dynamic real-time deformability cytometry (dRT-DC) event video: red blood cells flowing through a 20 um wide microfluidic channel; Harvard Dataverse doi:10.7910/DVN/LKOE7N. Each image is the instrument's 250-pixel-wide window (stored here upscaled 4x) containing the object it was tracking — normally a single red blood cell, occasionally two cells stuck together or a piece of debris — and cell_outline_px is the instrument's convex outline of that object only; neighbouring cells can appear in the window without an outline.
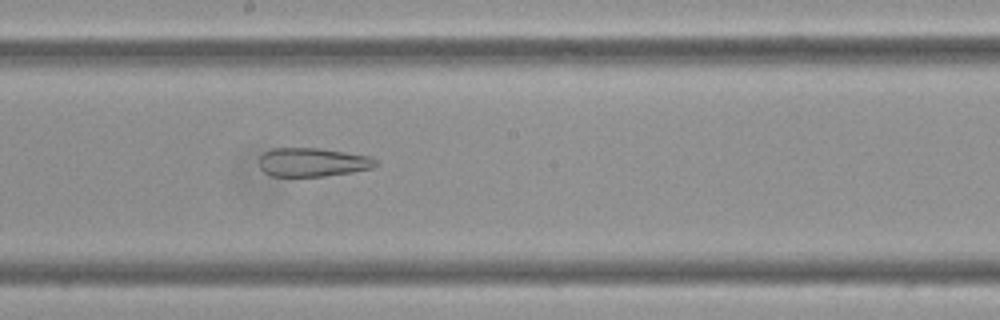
{"species": "Egyptian fruit bat (a non-hibernating species)", "species_latin": "Rousettus aegyptiacus", "temperature_condition": "cold", "stored_images_in_passage": 60, "camera_frame_rate_fps": 3000, "um_per_image_px": 0.085, "frame": {"image": 1, "passage_image": 33, "time_ms": 10.667, "image_size_px": [1000, 320], "cell_outline_px": [[380, 164], [372, 168], [352, 172], [324, 176], [272, 176], [264, 172], [260, 168], [260, 156], [264, 152], [272, 148], [320, 148], [372, 156]], "centroid_in_image_um": [26.6, 13.78], "position_along_channel_um": 221.6, "area_um2": 19.65}}
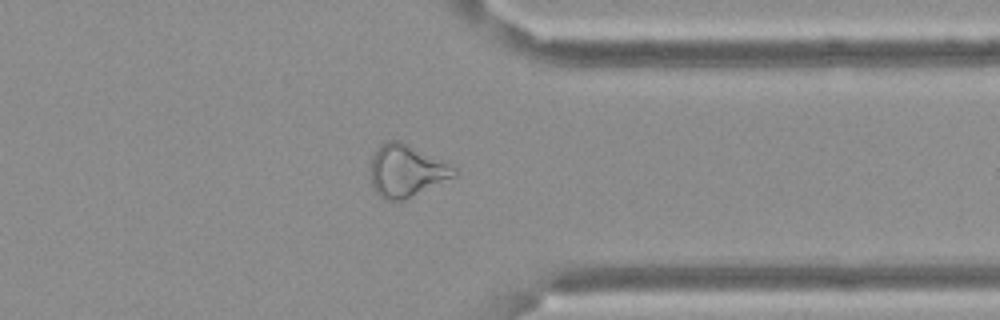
{"frame": {"image": 2, "passage_image": 47, "time_ms": 15.333, "image_size_px": [1000, 320], "cell_outline_px": [[460, 172], [456, 176], [404, 200], [384, 200], [376, 192], [372, 184], [372, 156], [380, 144], [384, 140], [400, 140], [452, 164]], "centroid_in_image_um": [34.58, 14.5], "position_along_channel_um": 376.8, "area_um2": 25.55}}
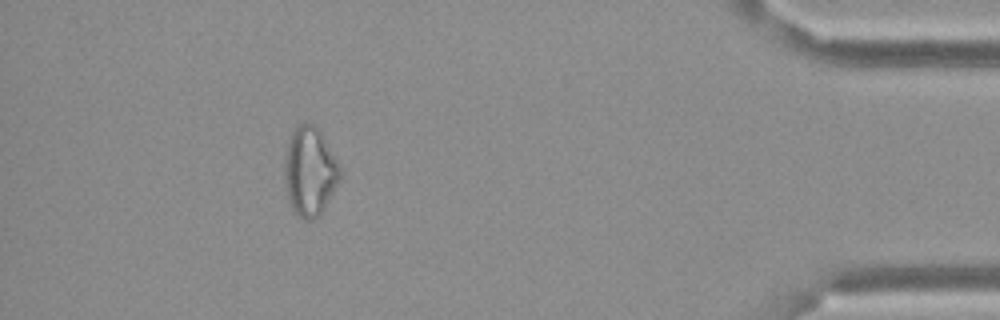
{"frame": {"image": 3, "passage_image": 54, "time_ms": 17.667, "image_size_px": [1000, 320], "cell_outline_px": [[340, 180], [320, 212], [316, 216], [308, 220], [304, 220], [292, 208], [288, 196], [284, 176], [284, 160], [288, 140], [292, 128], [296, 124], [316, 124], [340, 164]], "centroid_in_image_um": [26.32, 14.49], "position_along_channel_um": 408.9, "area_um2": 28.5}, "authors_computed_cell_mechanics": {"area_um2": 28.0041, "velocity_mm_per_s": 3.4052, "shape_relaxation_time_tau1_ms": null, "shape_relaxation_time_tau2_ms": 3.6569, "deformation_change_tau1": null, "deformation_change_tau2": 0.1379}}